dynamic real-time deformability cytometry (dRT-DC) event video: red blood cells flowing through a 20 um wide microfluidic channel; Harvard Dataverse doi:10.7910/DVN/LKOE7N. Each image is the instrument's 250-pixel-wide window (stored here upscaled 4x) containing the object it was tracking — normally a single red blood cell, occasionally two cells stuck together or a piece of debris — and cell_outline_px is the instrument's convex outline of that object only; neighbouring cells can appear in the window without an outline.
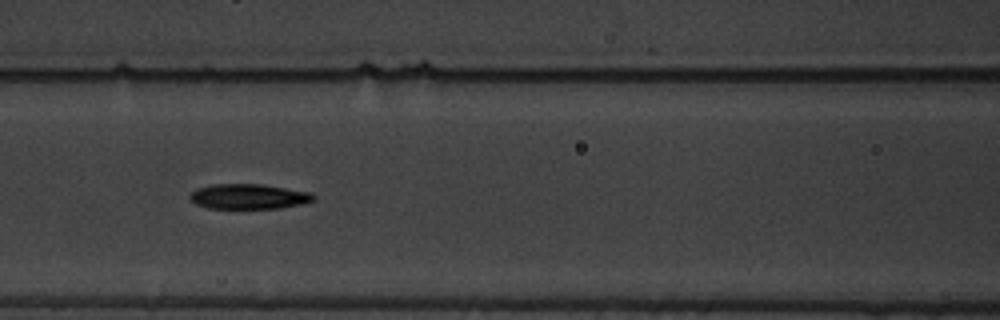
{"species": "common noctule bat (a hibernating species)", "species_latin": "Nyctalus noctula", "temperature_condition": "warm", "stored_images_in_passage": 4, "camera_frame_rate_fps": 3000, "um_per_image_px": 0.085, "animal": {"sex": "male", "body_mass_g": 19.5, "forearm_length_mm": 54.6}, "frame": {"image": 1, "passage_image": 3, "time_ms": 2.0, "image_size_px": [1000, 320], "cell_outline_px": [[316, 196], [312, 200], [300, 204], [280, 208], [208, 208], [196, 204], [188, 196], [196, 188], [212, 184], [260, 184], [312, 192]], "centroid_in_image_um": [21.12, 16.69], "position_along_channel_um": 145.5, "area_um2": 17.98}}
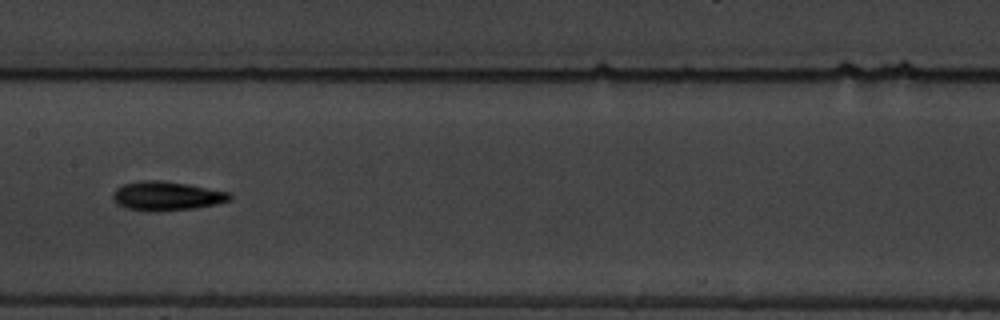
{"frame": {"image": 2, "passage_image": 4, "time_ms": 3.333, "image_size_px": [1000, 320], "cell_outline_px": [[232, 196], [228, 200], [216, 204], [196, 208], [156, 212], [148, 212], [128, 208], [120, 204], [112, 196], [112, 192], [116, 188], [124, 184], [140, 180], [160, 180], [188, 184], [228, 192]], "centroid_in_image_um": [14.15, 16.66], "position_along_channel_um": 193.3, "area_um2": 19.71}}